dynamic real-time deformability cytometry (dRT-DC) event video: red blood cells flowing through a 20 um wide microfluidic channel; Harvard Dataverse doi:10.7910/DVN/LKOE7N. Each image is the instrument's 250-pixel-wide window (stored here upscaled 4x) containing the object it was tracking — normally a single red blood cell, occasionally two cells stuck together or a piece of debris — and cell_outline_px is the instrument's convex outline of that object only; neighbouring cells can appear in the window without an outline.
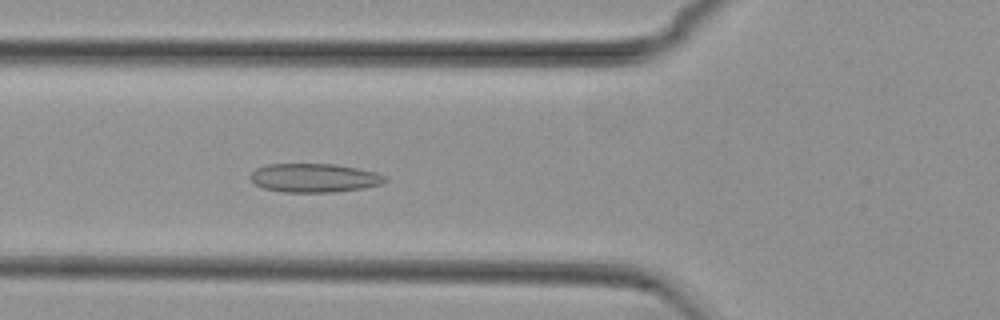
{"species": "common noctule bat (a hibernating species)", "species_latin": "Nyctalus noctula", "temperature_condition": "cold", "stored_images_in_passage": 55, "camera_frame_rate_fps": 3000, "um_per_image_px": 0.085, "animal": {"sex": "female", "body_mass_g": 29.2, "forearm_length_mm": 56.3}, "frame": {"image": 1, "passage_image": 20, "time_ms": 6.333, "image_size_px": [1000, 320], "cell_outline_px": [[388, 180], [380, 184], [364, 188], [332, 192], [280, 192], [264, 188], [256, 184], [248, 176], [256, 168], [268, 164], [336, 164], [376, 172], [384, 176]], "centroid_in_image_um": [26.69, 15.12], "position_along_channel_um": 99.1, "area_um2": 22.54}}
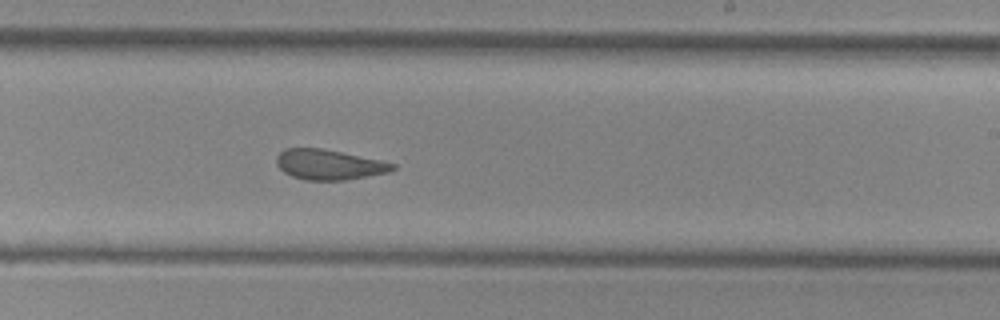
{"frame": {"image": 2, "passage_image": 33, "time_ms": 10.667, "image_size_px": [1000, 320], "cell_outline_px": [[396, 168], [388, 172], [344, 180], [304, 180], [292, 176], [284, 172], [276, 164], [276, 156], [284, 148], [324, 148], [380, 160], [396, 164]], "centroid_in_image_um": [27.93, 13.98], "position_along_channel_um": 261.1, "area_um2": 20.4}}
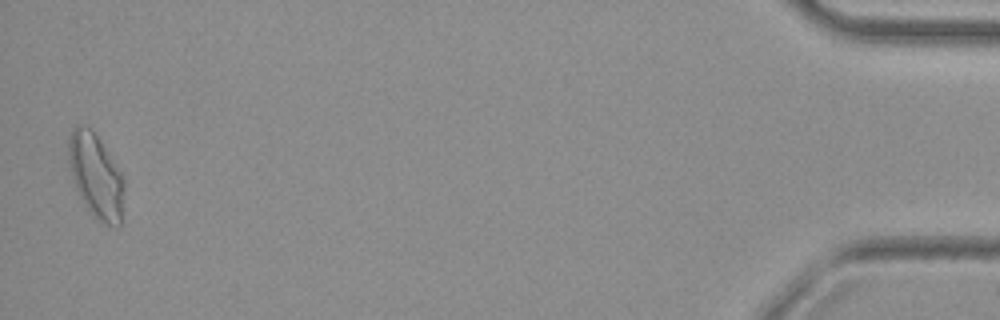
{"frame": {"image": 3, "passage_image": 54, "time_ms": 17.667, "image_size_px": [1000, 320], "cell_outline_px": [[124, 224], [120, 228], [112, 228], [100, 224], [92, 216], [84, 204], [76, 188], [72, 176], [68, 160], [68, 140], [76, 124], [80, 124], [88, 128], [96, 136], [120, 172], [124, 180]], "centroid_in_image_um": [8.2, 15.12], "position_along_channel_um": 427.0, "area_um2": 27.69}, "authors_computed_cell_mechanics": {"area_um2": 22.542, "velocity_mm_per_s": 3.7306, "shape_relaxation_time_tau1_ms": null, "shape_relaxation_time_tau2_ms": 2.0991, "deformation_change_tau1": null, "deformation_change_tau2": 0.1047}}